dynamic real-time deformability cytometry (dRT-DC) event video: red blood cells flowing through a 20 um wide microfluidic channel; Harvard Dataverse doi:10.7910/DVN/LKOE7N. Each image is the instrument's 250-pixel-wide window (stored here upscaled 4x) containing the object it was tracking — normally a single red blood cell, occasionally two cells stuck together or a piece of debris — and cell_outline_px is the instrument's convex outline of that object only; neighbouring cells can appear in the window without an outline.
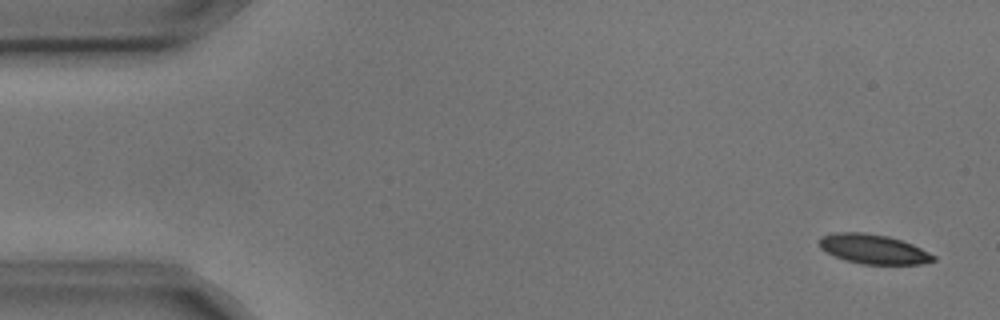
{"species": "common noctule bat (a hibernating species)", "species_latin": "Nyctalus noctula", "temperature_condition": "cold", "stored_images_in_passage": 8, "camera_frame_rate_fps": 3000, "um_per_image_px": 0.085, "animal": {"sex": "male", "body_mass_g": 17.9, "forearm_length_mm": 54.2}, "frame": {"image": 1, "passage_image": 1, "time_ms": 0.0, "image_size_px": [1000, 320], "cell_outline_px": [[936, 260], [920, 264], [864, 264], [844, 260], [820, 248], [820, 236], [836, 232], [864, 232], [888, 236], [912, 244], [936, 256]], "centroid_in_image_um": [74.24, 21.17], "position_along_channel_um": 10.8, "area_um2": 19.48}}
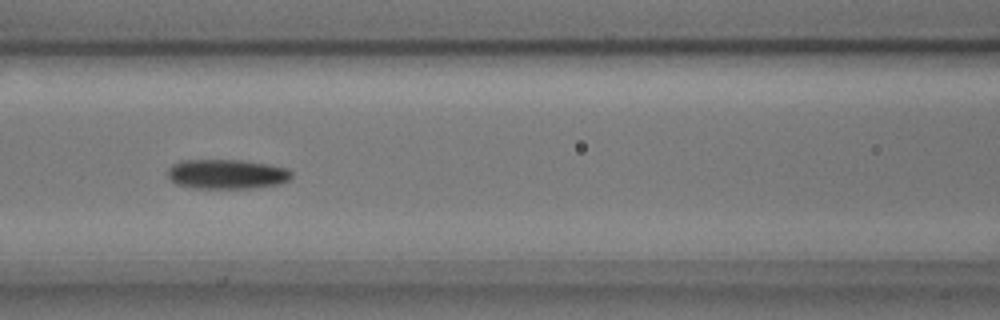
{"frame": {"image": 2, "passage_image": 7, "time_ms": 2.0, "image_size_px": [1000, 320], "cell_outline_px": [[292, 176], [288, 180], [280, 184], [252, 188], [192, 188], [176, 184], [168, 176], [168, 168], [172, 164], [180, 160], [240, 160], [268, 164], [288, 168], [292, 172]], "centroid_in_image_um": [19.28, 14.8], "position_along_channel_um": 147.3, "area_um2": 21.5}}
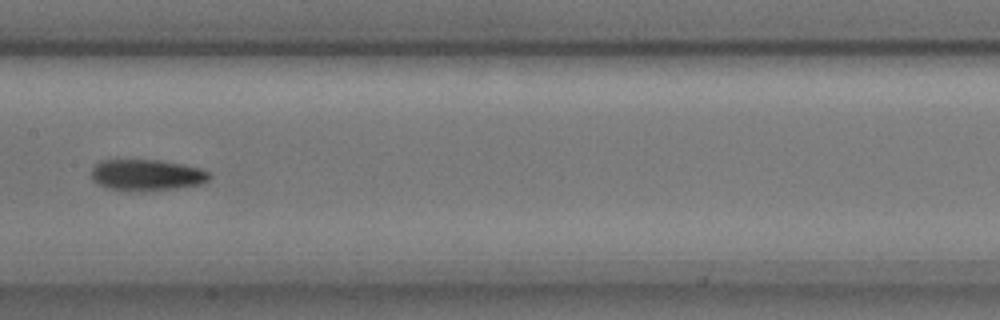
{"frame": {"image": 3, "passage_image": 8, "time_ms": 2.333, "image_size_px": [1000, 320], "cell_outline_px": [[212, 176], [204, 184], [176, 188], [128, 192], [108, 188], [96, 184], [92, 180], [92, 168], [100, 160], [160, 160], [200, 168], [208, 172]], "centroid_in_image_um": [12.45, 14.89], "position_along_channel_um": 194.9, "area_um2": 21.68}}